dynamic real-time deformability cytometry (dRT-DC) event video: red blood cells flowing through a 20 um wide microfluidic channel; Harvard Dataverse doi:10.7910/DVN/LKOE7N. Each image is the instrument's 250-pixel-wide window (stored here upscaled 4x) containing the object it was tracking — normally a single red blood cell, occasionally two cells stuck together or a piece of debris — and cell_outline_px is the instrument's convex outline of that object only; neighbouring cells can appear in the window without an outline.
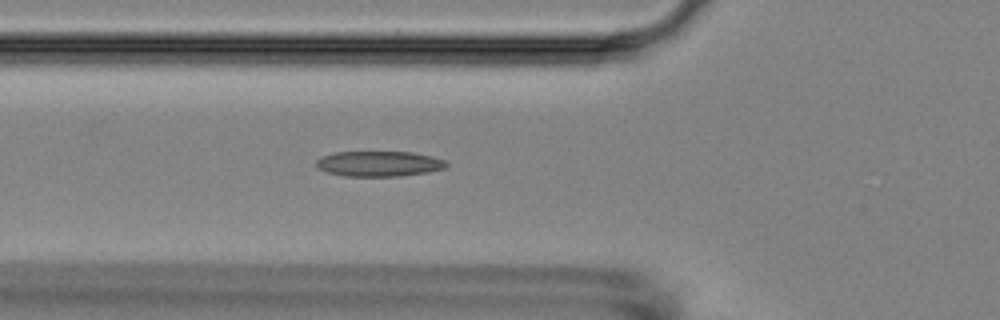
{"species": "Egyptian fruit bat (a non-hibernating species)", "species_latin": "Rousettus aegyptiacus", "temperature_condition": "room temperature", "stored_images_in_passage": 5, "camera_frame_rate_fps": 3000, "um_per_image_px": 0.085, "animal": {"sex": "female"}, "frame": {"image": 1, "passage_image": 5, "time_ms": 4.667, "image_size_px": [1000, 320], "cell_outline_px": [[448, 164], [444, 168], [428, 172], [400, 176], [344, 176], [324, 172], [316, 168], [316, 160], [320, 156], [332, 152], [412, 152], [432, 156], [444, 160]], "centroid_in_image_um": [32.14, 13.92], "position_along_channel_um": 93.7, "area_um2": 19.42}}